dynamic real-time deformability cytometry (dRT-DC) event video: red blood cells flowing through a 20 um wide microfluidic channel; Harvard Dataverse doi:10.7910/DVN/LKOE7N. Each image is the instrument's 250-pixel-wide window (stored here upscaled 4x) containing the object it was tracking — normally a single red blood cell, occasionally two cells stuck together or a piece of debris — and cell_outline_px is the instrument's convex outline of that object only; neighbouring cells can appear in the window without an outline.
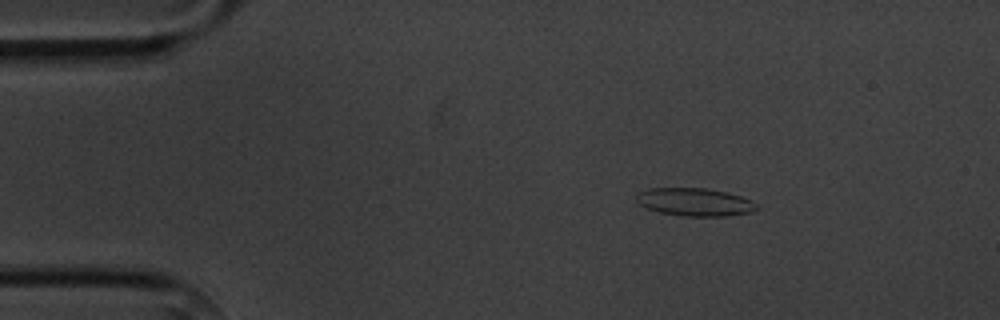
{"species": "common noctule bat (a hibernating species)", "species_latin": "Nyctalus noctula", "temperature_condition": "cold", "stored_images_in_passage": 5, "camera_frame_rate_fps": 3000, "um_per_image_px": 0.085, "animal": {"sex": "male", "body_mass_g": 20.1, "forearm_length_mm": 53.5}, "frame": {"image": 1, "passage_image": 3, "time_ms": 2.333, "image_size_px": [1000, 320], "cell_outline_px": [[756, 208], [748, 212], [728, 216], [684, 216], [660, 212], [648, 208], [640, 204], [636, 200], [636, 196], [640, 192], [648, 188], [708, 188], [740, 196], [752, 200], [756, 204]], "centroid_in_image_um": [59.03, 17.17], "position_along_channel_um": 26.0, "area_um2": 19.31}}